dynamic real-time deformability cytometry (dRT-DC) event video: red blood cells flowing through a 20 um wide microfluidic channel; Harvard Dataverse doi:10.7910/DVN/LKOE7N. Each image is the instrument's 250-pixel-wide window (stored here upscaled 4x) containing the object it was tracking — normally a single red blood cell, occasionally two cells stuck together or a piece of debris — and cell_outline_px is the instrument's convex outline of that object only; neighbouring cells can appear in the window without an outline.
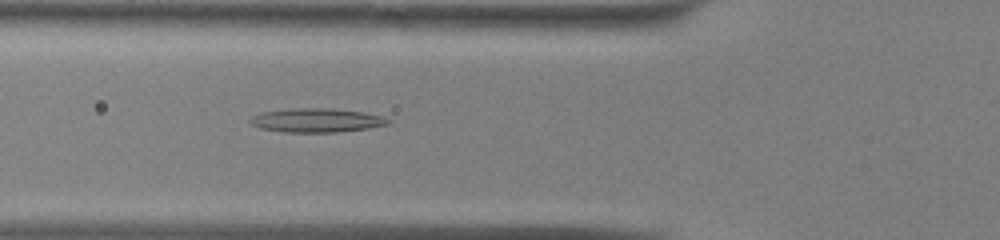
{"species": "common noctule bat (a hibernating species)", "species_latin": "Nyctalus noctula", "temperature_condition": "warm", "stored_images_in_passage": 28, "camera_frame_rate_fps": 3000, "um_per_image_px": 0.085, "animal": {"sex": "male", "body_mass_g": 13.0, "forearm_length_mm": 53.1}, "frame": {"image": 1, "passage_image": 18, "time_ms": 5.667, "image_size_px": [1000, 240], "cell_outline_px": [[392, 124], [368, 128], [336, 132], [284, 132], [260, 128], [252, 124], [248, 120], [252, 116], [260, 112], [288, 108], [332, 108], [364, 112], [380, 116], [392, 120]], "centroid_in_image_um": [26.91, 10.22], "position_along_channel_um": 98.9, "area_um2": 19.42}}
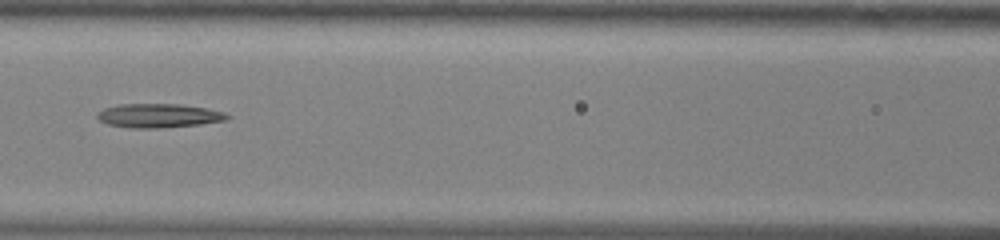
{"frame": {"image": 2, "passage_image": 22, "time_ms": 7.0, "image_size_px": [1000, 240], "cell_outline_px": [[232, 116], [228, 120], [200, 124], [164, 128], [132, 128], [108, 124], [100, 120], [96, 116], [96, 112], [104, 108], [120, 104], [184, 104], [208, 108], [224, 112]], "centroid_in_image_um": [13.53, 9.82], "position_along_channel_um": 153.1, "area_um2": 18.38}}
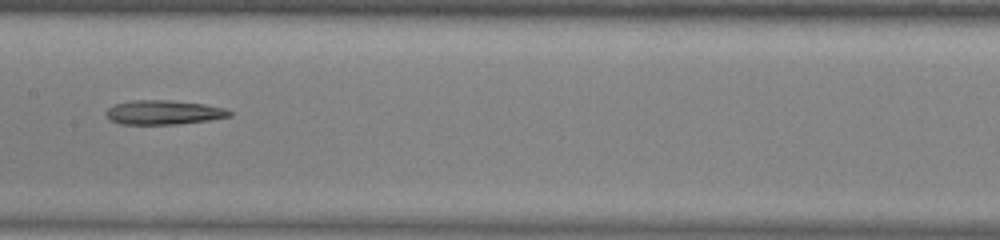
{"frame": {"image": 3, "passage_image": 25, "time_ms": 8.0, "image_size_px": [1000, 240], "cell_outline_px": [[284, 176], [252, 180], [112, 180], [104, 176], [100, 172], [132, 168], [236, 164], [276, 168], [284, 172]], "centroid_in_image_um": [16.64, 14.71], "position_along_channel_um": 190.8, "area_um2": 16.7}}